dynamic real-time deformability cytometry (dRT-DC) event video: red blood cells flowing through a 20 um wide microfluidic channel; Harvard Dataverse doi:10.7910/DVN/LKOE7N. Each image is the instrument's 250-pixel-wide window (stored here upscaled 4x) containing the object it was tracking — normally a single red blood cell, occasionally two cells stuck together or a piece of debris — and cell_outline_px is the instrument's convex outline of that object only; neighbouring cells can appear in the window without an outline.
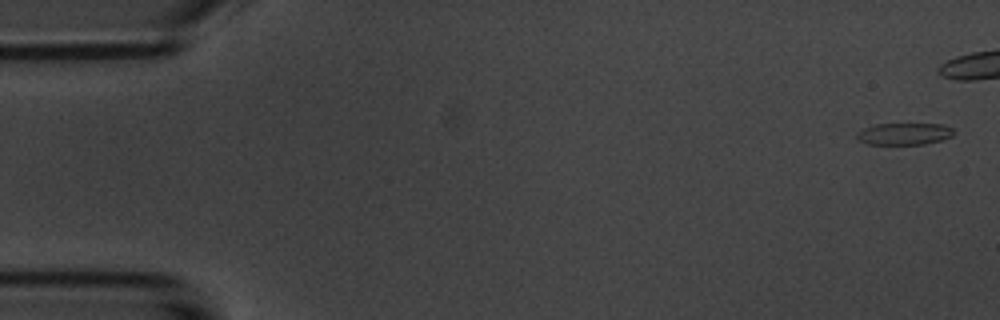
{"species": "common noctule bat (a hibernating species)", "species_latin": "Nyctalus noctula", "temperature_condition": "room temperature", "stored_images_in_passage": 7, "camera_frame_rate_fps": 3000, "um_per_image_px": 0.085, "animal": {"sex": "male", "body_mass_g": 20.1, "forearm_length_mm": 53.5}, "frame": {"image": 1, "passage_image": 1, "time_ms": 0.0, "image_size_px": [1000, 320], "cell_outline_px": [[952, 136], [940, 140], [924, 144], [868, 144], [860, 140], [856, 136], [856, 132], [864, 128], [876, 124], [944, 124], [952, 128]], "centroid_in_image_um": [76.84, 11.37], "position_along_channel_um": 8.2, "area_um2": 12.2}}